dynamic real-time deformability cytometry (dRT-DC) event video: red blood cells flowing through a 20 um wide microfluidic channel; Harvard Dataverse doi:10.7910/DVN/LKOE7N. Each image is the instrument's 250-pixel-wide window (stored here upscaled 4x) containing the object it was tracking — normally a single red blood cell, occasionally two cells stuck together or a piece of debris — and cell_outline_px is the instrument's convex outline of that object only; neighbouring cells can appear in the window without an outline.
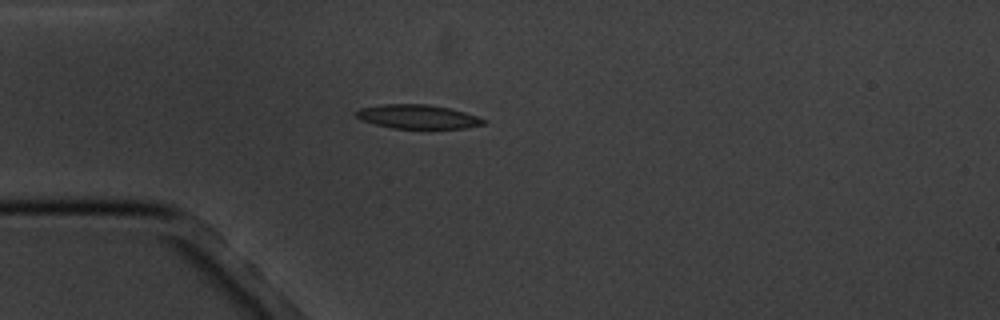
{"species": "common noctule bat (a hibernating species)", "species_latin": "Nyctalus noctula", "temperature_condition": "cold", "stored_images_in_passage": 1, "camera_frame_rate_fps": 3000, "um_per_image_px": 0.085, "animal": {"sex": "male", "body_mass_g": 20.1, "forearm_length_mm": 53.5}, "frame": {"image": 1, "passage_image": 1, "time_ms": 0.0, "image_size_px": [1000, 320], "cell_outline_px": [[488, 120], [484, 124], [464, 128], [392, 128], [360, 120], [356, 116], [356, 112], [360, 108], [384, 104], [428, 104], [448, 108], [464, 112]], "centroid_in_image_um": [35.5, 9.91], "position_along_channel_um": 49.5, "area_um2": 17.63}}